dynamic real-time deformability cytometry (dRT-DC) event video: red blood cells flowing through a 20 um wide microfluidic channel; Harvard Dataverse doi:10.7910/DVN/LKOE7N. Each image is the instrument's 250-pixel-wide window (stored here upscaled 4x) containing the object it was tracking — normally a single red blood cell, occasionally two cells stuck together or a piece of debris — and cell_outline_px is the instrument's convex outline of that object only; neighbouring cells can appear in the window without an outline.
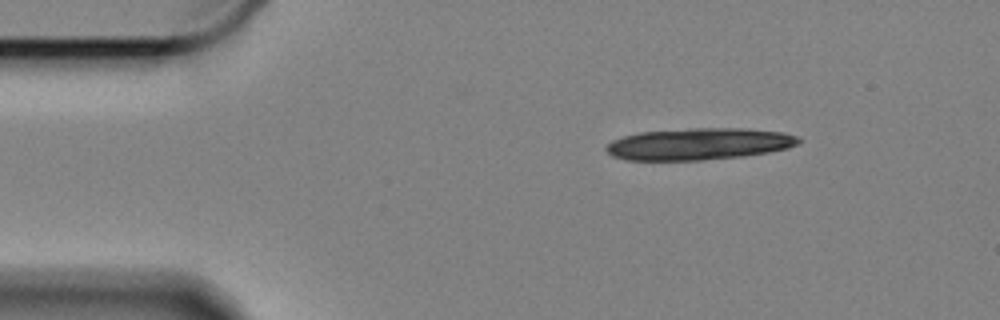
{"species": "Egyptian fruit bat (a non-hibernating species)", "species_latin": "Rousettus aegyptiacus", "temperature_condition": "cold", "stored_images_in_passage": 10, "camera_frame_rate_fps": 3000, "um_per_image_px": 0.085, "animal": {"sex": "female"}, "frame": {"image": 1, "passage_image": 1, "time_ms": 0.0, "image_size_px": [1000, 320], "cell_outline_px": [[804, 140], [788, 148], [768, 152], [744, 156], [704, 160], [624, 160], [612, 156], [604, 148], [612, 140], [624, 136], [640, 132], [692, 128], [748, 128], [784, 132], [800, 136]], "centroid_in_image_um": [59.45, 12.23], "position_along_channel_um": 25.6, "area_um2": 35.95}}